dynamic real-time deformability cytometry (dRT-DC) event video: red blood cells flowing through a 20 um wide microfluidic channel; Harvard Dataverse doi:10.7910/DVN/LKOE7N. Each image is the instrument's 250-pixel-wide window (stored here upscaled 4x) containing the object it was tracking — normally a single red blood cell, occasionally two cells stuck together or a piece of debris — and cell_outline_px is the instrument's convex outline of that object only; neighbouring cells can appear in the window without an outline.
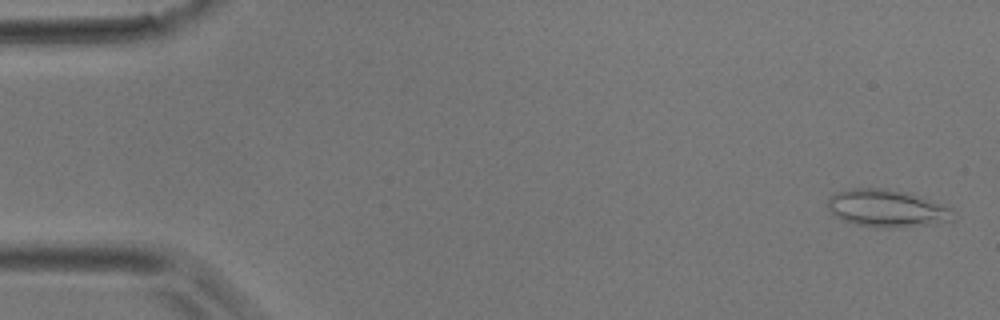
{"species": "common noctule bat (a hibernating species)", "species_latin": "Nyctalus noctula", "temperature_condition": "room temperature", "stored_images_in_passage": 4, "camera_frame_rate_fps": 3000, "um_per_image_px": 0.085, "animal": {"sex": "male", "body_mass_g": 17.9}, "frame": {"image": 1, "passage_image": 1, "time_ms": 0.0, "image_size_px": [1000, 320], "cell_outline_px": [[956, 220], [932, 224], [900, 228], [876, 228], [856, 224], [840, 220], [828, 208], [828, 200], [836, 192], [848, 188], [880, 188], [904, 192], [944, 204], [952, 208]], "centroid_in_image_um": [75.42, 17.73], "position_along_channel_um": 9.6, "area_um2": 27.63}}